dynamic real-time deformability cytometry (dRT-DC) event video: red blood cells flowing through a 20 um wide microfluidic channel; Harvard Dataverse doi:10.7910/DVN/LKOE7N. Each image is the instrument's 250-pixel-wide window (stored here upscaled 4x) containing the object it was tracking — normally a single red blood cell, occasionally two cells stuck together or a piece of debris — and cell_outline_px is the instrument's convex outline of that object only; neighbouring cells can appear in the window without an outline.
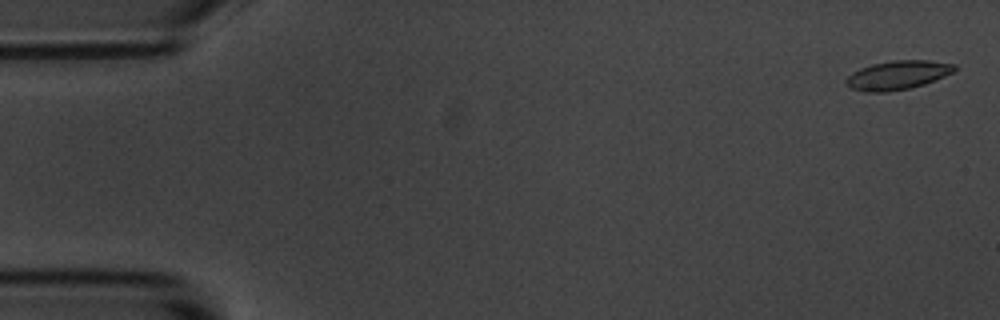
{"species": "common noctule bat (a hibernating species)", "species_latin": "Nyctalus noctula", "temperature_condition": "room temperature", "stored_images_in_passage": 56, "camera_frame_rate_fps": 3000, "um_per_image_px": 0.085, "animal": {"sex": "male", "body_mass_g": 20.1, "forearm_length_mm": 53.5}, "frame": {"image": 1, "passage_image": 2, "time_ms": 0.333, "image_size_px": [1000, 320], "cell_outline_px": [[956, 68], [952, 72], [944, 76], [924, 84], [908, 88], [888, 92], [864, 92], [852, 88], [844, 80], [852, 72], [860, 68], [872, 64], [892, 60], [928, 60], [956, 64]], "centroid_in_image_um": [76.28, 6.38], "position_along_channel_um": 8.7, "area_um2": 18.15}}
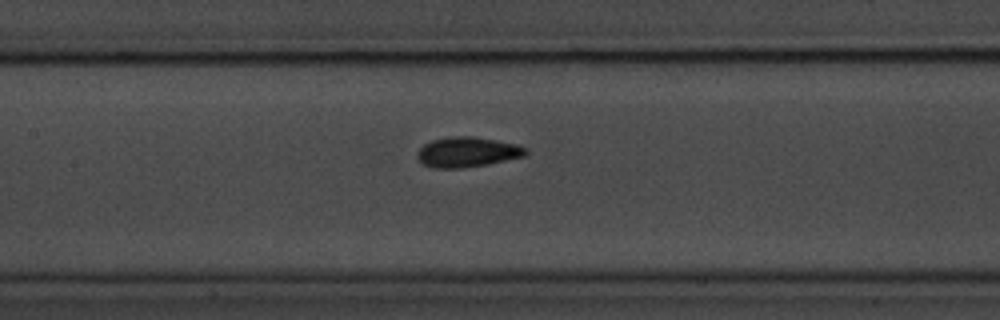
{"frame": {"image": 2, "passage_image": 26, "time_ms": 8.333, "image_size_px": [1000, 320], "cell_outline_px": [[528, 152], [524, 156], [488, 164], [460, 168], [432, 168], [424, 164], [416, 156], [416, 152], [424, 144], [432, 140], [452, 136], [472, 136], [496, 140], [516, 144], [528, 148]], "centroid_in_image_um": [39.72, 12.92], "position_along_channel_um": 167.7, "area_um2": 19.02}}
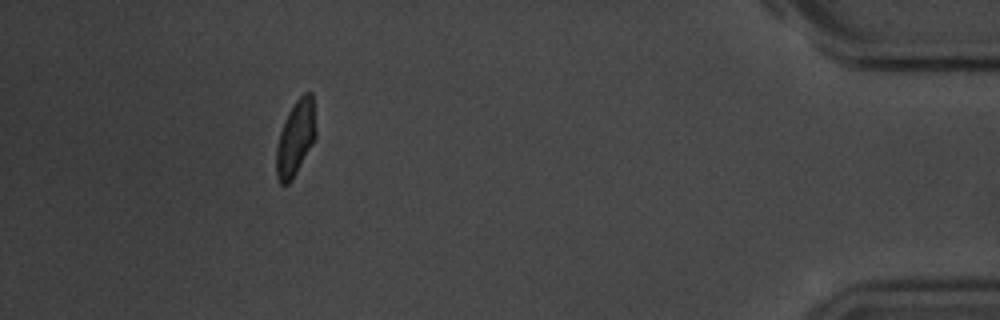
{"frame": {"image": 3, "passage_image": 51, "time_ms": 16.667, "image_size_px": [1000, 320], "cell_outline_px": [[316, 136], [312, 144], [292, 180], [288, 184], [280, 184], [276, 176], [276, 148], [280, 132], [288, 112], [296, 100], [304, 92], [312, 92], [316, 128]], "centroid_in_image_um": [25.12, 11.73], "position_along_channel_um": 410.1, "area_um2": 17.28}, "authors_computed_cell_mechanics": {"area_um2": 18.0625, "velocity_mm_per_s": 3.6144, "shape_relaxation_time_tau1_ms": 2.3199, "shape_relaxation_time_tau2_ms": 0.8032, "deformation_change_tau1": 0.1173, "deformation_change_tau2": 0.0361}}